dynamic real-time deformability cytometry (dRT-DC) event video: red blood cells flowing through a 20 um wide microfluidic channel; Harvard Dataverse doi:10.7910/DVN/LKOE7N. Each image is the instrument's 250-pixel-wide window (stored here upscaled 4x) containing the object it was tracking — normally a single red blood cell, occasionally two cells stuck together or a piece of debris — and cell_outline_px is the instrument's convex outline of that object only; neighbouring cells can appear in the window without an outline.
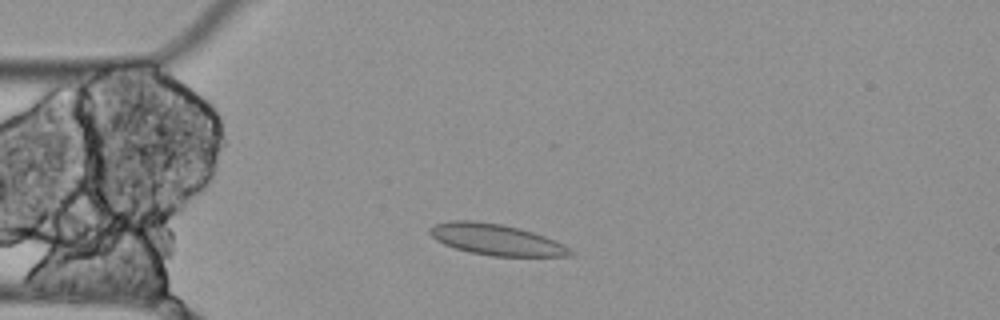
{"species": "Egyptian fruit bat (a non-hibernating species)", "species_latin": "Rousettus aegyptiacus", "temperature_condition": "cold", "stored_images_in_passage": 7, "camera_frame_rate_fps": 3000, "um_per_image_px": 0.085, "animal": {"sex": "female"}, "frame": {"image": 1, "passage_image": 2, "time_ms": 0.333, "image_size_px": [1000, 320], "cell_outline_px": [[576, 252], [572, 256], [492, 256], [468, 252], [444, 244], [436, 240], [428, 232], [428, 228], [436, 224], [448, 220], [472, 220], [500, 224], [520, 228], [556, 240], [564, 244]], "centroid_in_image_um": [42.19, 20.37], "position_along_channel_um": 42.8, "area_um2": 25.61}}
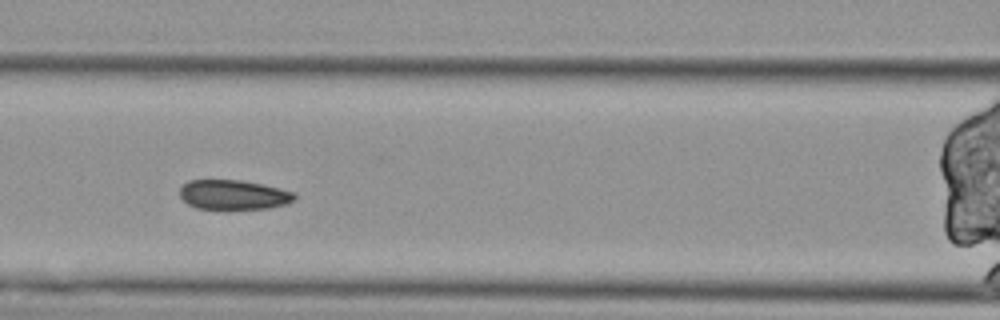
{"frame": {"image": 2, "passage_image": 5, "time_ms": 1.333, "image_size_px": [1000, 320], "cell_outline_px": [[296, 200], [288, 204], [268, 208], [196, 208], [188, 204], [180, 196], [180, 188], [188, 180], [240, 180], [280, 188], [296, 192]], "centroid_in_image_um": [19.89, 16.54], "position_along_channel_um": 146.7, "area_um2": 19.71}}
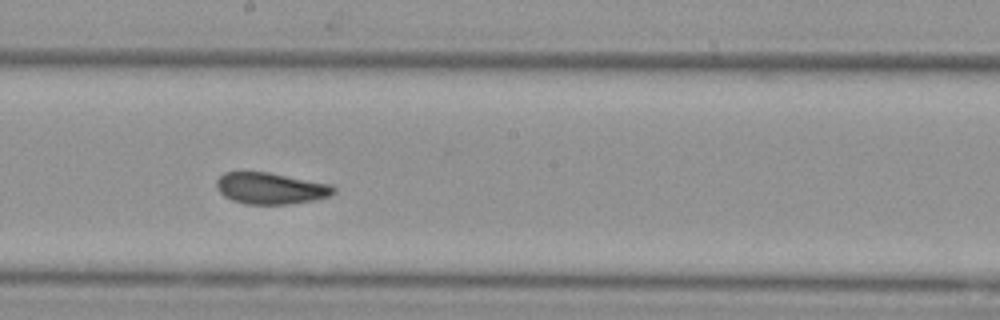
{"frame": {"image": 3, "passage_image": 7, "time_ms": 2.0, "image_size_px": [1000, 320], "cell_outline_px": [[336, 192], [328, 196], [312, 200], [288, 204], [248, 204], [232, 200], [224, 196], [216, 188], [216, 180], [224, 172], [268, 172], [332, 184], [336, 188]], "centroid_in_image_um": [23.0, 16.0], "position_along_channel_um": 225.2, "area_um2": 21.44}}